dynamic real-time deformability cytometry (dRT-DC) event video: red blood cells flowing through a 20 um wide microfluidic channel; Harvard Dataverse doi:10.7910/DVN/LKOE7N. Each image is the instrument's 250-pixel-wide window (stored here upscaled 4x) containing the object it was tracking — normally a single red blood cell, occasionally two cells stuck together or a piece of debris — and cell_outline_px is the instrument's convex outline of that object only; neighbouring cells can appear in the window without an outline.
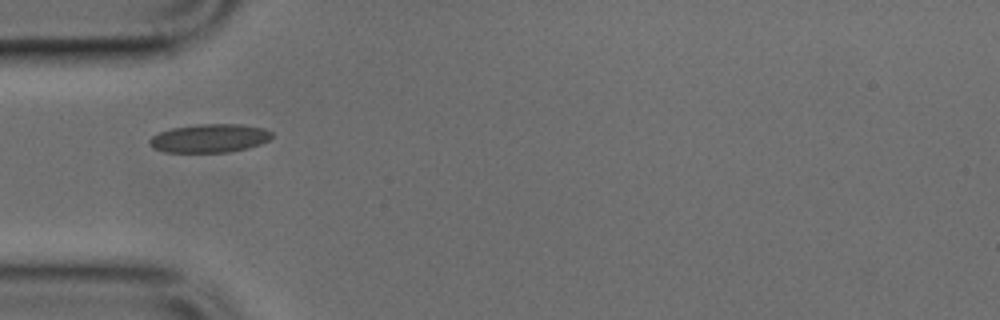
{"species": "common noctule bat (a hibernating species)", "species_latin": "Nyctalus noctula", "temperature_condition": "cold", "stored_images_in_passage": 10, "camera_frame_rate_fps": 3000, "um_per_image_px": 0.085, "animal": {"sex": "male", "body_mass_g": 17.9, "forearm_length_mm": 54.2}, "frame": {"image": 1, "passage_image": 1, "time_ms": 0.0, "image_size_px": [1000, 320], "cell_outline_px": [[272, 136], [268, 140], [260, 144], [248, 148], [228, 152], [164, 152], [152, 148], [148, 144], [148, 140], [152, 136], [160, 132], [172, 128], [196, 124], [240, 124], [264, 128], [272, 132]], "centroid_in_image_um": [17.79, 11.75], "position_along_channel_um": 67.2, "area_um2": 20.4}}